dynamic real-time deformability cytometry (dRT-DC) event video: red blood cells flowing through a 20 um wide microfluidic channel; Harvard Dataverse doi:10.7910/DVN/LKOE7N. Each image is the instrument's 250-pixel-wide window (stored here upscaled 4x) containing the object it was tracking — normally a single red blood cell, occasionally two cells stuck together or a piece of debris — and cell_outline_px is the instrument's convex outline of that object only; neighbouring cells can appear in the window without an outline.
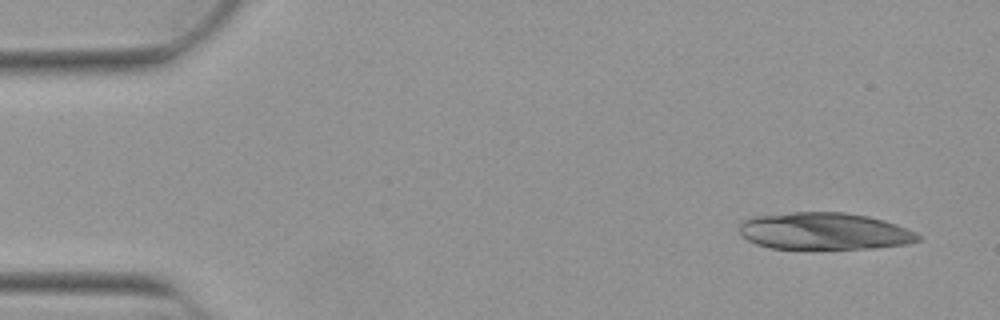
{"species": "Egyptian fruit bat (a non-hibernating species)", "species_latin": "Rousettus aegyptiacus", "temperature_condition": "warm", "stored_images_in_passage": 21, "camera_frame_rate_fps": 3000, "um_per_image_px": 0.085, "animal": {"sex": "female"}, "frame": {"image": 1, "passage_image": 3, "time_ms": 0.667, "image_size_px": [1000, 320], "cell_outline_px": [[920, 240], [904, 244], [876, 248], [772, 248], [756, 244], [748, 240], [740, 232], [740, 224], [744, 220], [752, 216], [792, 212], [844, 212], [868, 216], [884, 220], [896, 224], [916, 232], [920, 236]], "centroid_in_image_um": [70.07, 19.64], "position_along_channel_um": 14.9, "area_um2": 38.38}}